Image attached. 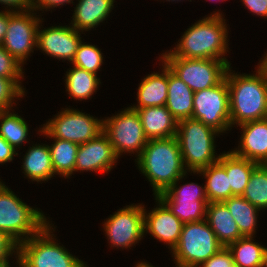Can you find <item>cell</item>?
Wrapping results in <instances>:
<instances>
[{
  "label": "cell",
  "instance_id": "cell-1",
  "mask_svg": "<svg viewBox=\"0 0 267 267\" xmlns=\"http://www.w3.org/2000/svg\"><path fill=\"white\" fill-rule=\"evenodd\" d=\"M136 162L151 183L155 196L187 173L176 136L148 140Z\"/></svg>",
  "mask_w": 267,
  "mask_h": 267
},
{
  "label": "cell",
  "instance_id": "cell-2",
  "mask_svg": "<svg viewBox=\"0 0 267 267\" xmlns=\"http://www.w3.org/2000/svg\"><path fill=\"white\" fill-rule=\"evenodd\" d=\"M222 16L217 11L194 23L181 36L176 48L170 52L176 57L187 59L228 61L223 57L228 51V30Z\"/></svg>",
  "mask_w": 267,
  "mask_h": 267
},
{
  "label": "cell",
  "instance_id": "cell-3",
  "mask_svg": "<svg viewBox=\"0 0 267 267\" xmlns=\"http://www.w3.org/2000/svg\"><path fill=\"white\" fill-rule=\"evenodd\" d=\"M226 71L229 89L231 127L245 122L267 118V83L262 75L237 74ZM230 71V72H229Z\"/></svg>",
  "mask_w": 267,
  "mask_h": 267
},
{
  "label": "cell",
  "instance_id": "cell-4",
  "mask_svg": "<svg viewBox=\"0 0 267 267\" xmlns=\"http://www.w3.org/2000/svg\"><path fill=\"white\" fill-rule=\"evenodd\" d=\"M218 134L221 133L200 120L188 118L178 121L176 138L188 172H198L219 160L220 154L215 157L214 149V138Z\"/></svg>",
  "mask_w": 267,
  "mask_h": 267
},
{
  "label": "cell",
  "instance_id": "cell-5",
  "mask_svg": "<svg viewBox=\"0 0 267 267\" xmlns=\"http://www.w3.org/2000/svg\"><path fill=\"white\" fill-rule=\"evenodd\" d=\"M42 211L33 209L0 181V230L18 245L37 234L49 221ZM25 236V237H23Z\"/></svg>",
  "mask_w": 267,
  "mask_h": 267
},
{
  "label": "cell",
  "instance_id": "cell-6",
  "mask_svg": "<svg viewBox=\"0 0 267 267\" xmlns=\"http://www.w3.org/2000/svg\"><path fill=\"white\" fill-rule=\"evenodd\" d=\"M49 223L18 245L19 267H81L82 260L55 242L51 234L54 229Z\"/></svg>",
  "mask_w": 267,
  "mask_h": 267
},
{
  "label": "cell",
  "instance_id": "cell-7",
  "mask_svg": "<svg viewBox=\"0 0 267 267\" xmlns=\"http://www.w3.org/2000/svg\"><path fill=\"white\" fill-rule=\"evenodd\" d=\"M222 248L216 234L203 220L184 223L179 241L171 252L177 267H199Z\"/></svg>",
  "mask_w": 267,
  "mask_h": 267
},
{
  "label": "cell",
  "instance_id": "cell-8",
  "mask_svg": "<svg viewBox=\"0 0 267 267\" xmlns=\"http://www.w3.org/2000/svg\"><path fill=\"white\" fill-rule=\"evenodd\" d=\"M170 70L193 92L219 84L226 75L229 61L217 59H187L174 56L170 51L161 56Z\"/></svg>",
  "mask_w": 267,
  "mask_h": 267
},
{
  "label": "cell",
  "instance_id": "cell-9",
  "mask_svg": "<svg viewBox=\"0 0 267 267\" xmlns=\"http://www.w3.org/2000/svg\"><path fill=\"white\" fill-rule=\"evenodd\" d=\"M40 132L48 138L68 140L78 145L93 140L103 132V120L76 109L65 108L43 124Z\"/></svg>",
  "mask_w": 267,
  "mask_h": 267
},
{
  "label": "cell",
  "instance_id": "cell-10",
  "mask_svg": "<svg viewBox=\"0 0 267 267\" xmlns=\"http://www.w3.org/2000/svg\"><path fill=\"white\" fill-rule=\"evenodd\" d=\"M103 133L110 140L118 157L125 152H136L138 157L148 141L137 111L130 107L103 119Z\"/></svg>",
  "mask_w": 267,
  "mask_h": 267
},
{
  "label": "cell",
  "instance_id": "cell-11",
  "mask_svg": "<svg viewBox=\"0 0 267 267\" xmlns=\"http://www.w3.org/2000/svg\"><path fill=\"white\" fill-rule=\"evenodd\" d=\"M192 118L219 133L231 128L229 89L226 77L216 86L194 92Z\"/></svg>",
  "mask_w": 267,
  "mask_h": 267
},
{
  "label": "cell",
  "instance_id": "cell-12",
  "mask_svg": "<svg viewBox=\"0 0 267 267\" xmlns=\"http://www.w3.org/2000/svg\"><path fill=\"white\" fill-rule=\"evenodd\" d=\"M33 12L34 10L13 12L9 16L7 31L2 42V47L21 65L33 52V48L37 47V30L42 19Z\"/></svg>",
  "mask_w": 267,
  "mask_h": 267
},
{
  "label": "cell",
  "instance_id": "cell-13",
  "mask_svg": "<svg viewBox=\"0 0 267 267\" xmlns=\"http://www.w3.org/2000/svg\"><path fill=\"white\" fill-rule=\"evenodd\" d=\"M104 231L111 247L130 248L144 235V205H127L104 223Z\"/></svg>",
  "mask_w": 267,
  "mask_h": 267
},
{
  "label": "cell",
  "instance_id": "cell-14",
  "mask_svg": "<svg viewBox=\"0 0 267 267\" xmlns=\"http://www.w3.org/2000/svg\"><path fill=\"white\" fill-rule=\"evenodd\" d=\"M37 30V48L57 59L72 62L81 43L80 32L72 26H51Z\"/></svg>",
  "mask_w": 267,
  "mask_h": 267
},
{
  "label": "cell",
  "instance_id": "cell-15",
  "mask_svg": "<svg viewBox=\"0 0 267 267\" xmlns=\"http://www.w3.org/2000/svg\"><path fill=\"white\" fill-rule=\"evenodd\" d=\"M118 156L108 137L102 132L99 136L79 145L75 171L109 172Z\"/></svg>",
  "mask_w": 267,
  "mask_h": 267
},
{
  "label": "cell",
  "instance_id": "cell-16",
  "mask_svg": "<svg viewBox=\"0 0 267 267\" xmlns=\"http://www.w3.org/2000/svg\"><path fill=\"white\" fill-rule=\"evenodd\" d=\"M158 204L150 213L144 209V232L155 239L167 243L173 250L179 241L183 223L171 212L168 206L157 196Z\"/></svg>",
  "mask_w": 267,
  "mask_h": 267
},
{
  "label": "cell",
  "instance_id": "cell-17",
  "mask_svg": "<svg viewBox=\"0 0 267 267\" xmlns=\"http://www.w3.org/2000/svg\"><path fill=\"white\" fill-rule=\"evenodd\" d=\"M242 129L240 145L232 152L242 158L267 164V118L245 122Z\"/></svg>",
  "mask_w": 267,
  "mask_h": 267
},
{
  "label": "cell",
  "instance_id": "cell-18",
  "mask_svg": "<svg viewBox=\"0 0 267 267\" xmlns=\"http://www.w3.org/2000/svg\"><path fill=\"white\" fill-rule=\"evenodd\" d=\"M137 111L143 131L148 140L176 136L178 121L166 106L132 108Z\"/></svg>",
  "mask_w": 267,
  "mask_h": 267
},
{
  "label": "cell",
  "instance_id": "cell-19",
  "mask_svg": "<svg viewBox=\"0 0 267 267\" xmlns=\"http://www.w3.org/2000/svg\"><path fill=\"white\" fill-rule=\"evenodd\" d=\"M205 220L223 247L243 237L224 202L208 203Z\"/></svg>",
  "mask_w": 267,
  "mask_h": 267
},
{
  "label": "cell",
  "instance_id": "cell-20",
  "mask_svg": "<svg viewBox=\"0 0 267 267\" xmlns=\"http://www.w3.org/2000/svg\"><path fill=\"white\" fill-rule=\"evenodd\" d=\"M193 97V90L168 67V89L165 106L177 121L192 118Z\"/></svg>",
  "mask_w": 267,
  "mask_h": 267
},
{
  "label": "cell",
  "instance_id": "cell-21",
  "mask_svg": "<svg viewBox=\"0 0 267 267\" xmlns=\"http://www.w3.org/2000/svg\"><path fill=\"white\" fill-rule=\"evenodd\" d=\"M163 70L160 74L152 73L144 77L138 87L137 99L139 104L130 108H146L165 106L168 89V66L162 61Z\"/></svg>",
  "mask_w": 267,
  "mask_h": 267
},
{
  "label": "cell",
  "instance_id": "cell-22",
  "mask_svg": "<svg viewBox=\"0 0 267 267\" xmlns=\"http://www.w3.org/2000/svg\"><path fill=\"white\" fill-rule=\"evenodd\" d=\"M114 2V0H78L71 26L78 31H89L108 17L114 8Z\"/></svg>",
  "mask_w": 267,
  "mask_h": 267
},
{
  "label": "cell",
  "instance_id": "cell-23",
  "mask_svg": "<svg viewBox=\"0 0 267 267\" xmlns=\"http://www.w3.org/2000/svg\"><path fill=\"white\" fill-rule=\"evenodd\" d=\"M218 162L225 168L232 196H242L250 175L258 163L235 155L232 151L222 153Z\"/></svg>",
  "mask_w": 267,
  "mask_h": 267
},
{
  "label": "cell",
  "instance_id": "cell-24",
  "mask_svg": "<svg viewBox=\"0 0 267 267\" xmlns=\"http://www.w3.org/2000/svg\"><path fill=\"white\" fill-rule=\"evenodd\" d=\"M22 168L24 174L32 181H47L54 176L49 145H32L24 156Z\"/></svg>",
  "mask_w": 267,
  "mask_h": 267
},
{
  "label": "cell",
  "instance_id": "cell-25",
  "mask_svg": "<svg viewBox=\"0 0 267 267\" xmlns=\"http://www.w3.org/2000/svg\"><path fill=\"white\" fill-rule=\"evenodd\" d=\"M194 174H201L206 177L204 185L208 202H224L231 197L228 176L225 168L217 161Z\"/></svg>",
  "mask_w": 267,
  "mask_h": 267
},
{
  "label": "cell",
  "instance_id": "cell-26",
  "mask_svg": "<svg viewBox=\"0 0 267 267\" xmlns=\"http://www.w3.org/2000/svg\"><path fill=\"white\" fill-rule=\"evenodd\" d=\"M224 203L237 223L241 235L243 237H253L256 232L255 228H257V213L260 209L250 204L242 196H232Z\"/></svg>",
  "mask_w": 267,
  "mask_h": 267
},
{
  "label": "cell",
  "instance_id": "cell-27",
  "mask_svg": "<svg viewBox=\"0 0 267 267\" xmlns=\"http://www.w3.org/2000/svg\"><path fill=\"white\" fill-rule=\"evenodd\" d=\"M65 75L66 91L75 100L89 99L101 83L96 74L76 66L70 68Z\"/></svg>",
  "mask_w": 267,
  "mask_h": 267
},
{
  "label": "cell",
  "instance_id": "cell-28",
  "mask_svg": "<svg viewBox=\"0 0 267 267\" xmlns=\"http://www.w3.org/2000/svg\"><path fill=\"white\" fill-rule=\"evenodd\" d=\"M53 140L54 144L49 146L53 169L55 174L68 178L75 172L79 145L63 139L53 138Z\"/></svg>",
  "mask_w": 267,
  "mask_h": 267
},
{
  "label": "cell",
  "instance_id": "cell-29",
  "mask_svg": "<svg viewBox=\"0 0 267 267\" xmlns=\"http://www.w3.org/2000/svg\"><path fill=\"white\" fill-rule=\"evenodd\" d=\"M253 238L241 237L227 246L237 267H261L264 246L253 242Z\"/></svg>",
  "mask_w": 267,
  "mask_h": 267
},
{
  "label": "cell",
  "instance_id": "cell-30",
  "mask_svg": "<svg viewBox=\"0 0 267 267\" xmlns=\"http://www.w3.org/2000/svg\"><path fill=\"white\" fill-rule=\"evenodd\" d=\"M0 136L17 150L27 141L28 125L26 121L10 110L0 111Z\"/></svg>",
  "mask_w": 267,
  "mask_h": 267
},
{
  "label": "cell",
  "instance_id": "cell-31",
  "mask_svg": "<svg viewBox=\"0 0 267 267\" xmlns=\"http://www.w3.org/2000/svg\"><path fill=\"white\" fill-rule=\"evenodd\" d=\"M242 197L262 210L267 208V164H258L252 171Z\"/></svg>",
  "mask_w": 267,
  "mask_h": 267
},
{
  "label": "cell",
  "instance_id": "cell-32",
  "mask_svg": "<svg viewBox=\"0 0 267 267\" xmlns=\"http://www.w3.org/2000/svg\"><path fill=\"white\" fill-rule=\"evenodd\" d=\"M184 224L200 222L206 218L208 200H162ZM204 217V218H203Z\"/></svg>",
  "mask_w": 267,
  "mask_h": 267
},
{
  "label": "cell",
  "instance_id": "cell-33",
  "mask_svg": "<svg viewBox=\"0 0 267 267\" xmlns=\"http://www.w3.org/2000/svg\"><path fill=\"white\" fill-rule=\"evenodd\" d=\"M71 63L76 67L97 75L98 70L103 64V55L95 45L85 44V42L81 41Z\"/></svg>",
  "mask_w": 267,
  "mask_h": 267
},
{
  "label": "cell",
  "instance_id": "cell-34",
  "mask_svg": "<svg viewBox=\"0 0 267 267\" xmlns=\"http://www.w3.org/2000/svg\"><path fill=\"white\" fill-rule=\"evenodd\" d=\"M185 175L157 197L161 200H208L205 187L199 186L197 183H185L178 188V181L183 179Z\"/></svg>",
  "mask_w": 267,
  "mask_h": 267
},
{
  "label": "cell",
  "instance_id": "cell-35",
  "mask_svg": "<svg viewBox=\"0 0 267 267\" xmlns=\"http://www.w3.org/2000/svg\"><path fill=\"white\" fill-rule=\"evenodd\" d=\"M20 81V78L0 77V111H12L14 98L24 97L25 91Z\"/></svg>",
  "mask_w": 267,
  "mask_h": 267
},
{
  "label": "cell",
  "instance_id": "cell-36",
  "mask_svg": "<svg viewBox=\"0 0 267 267\" xmlns=\"http://www.w3.org/2000/svg\"><path fill=\"white\" fill-rule=\"evenodd\" d=\"M22 65L0 45V77L22 78Z\"/></svg>",
  "mask_w": 267,
  "mask_h": 267
},
{
  "label": "cell",
  "instance_id": "cell-37",
  "mask_svg": "<svg viewBox=\"0 0 267 267\" xmlns=\"http://www.w3.org/2000/svg\"><path fill=\"white\" fill-rule=\"evenodd\" d=\"M13 253H16L15 258L18 259V244L0 230V267H11L8 259Z\"/></svg>",
  "mask_w": 267,
  "mask_h": 267
},
{
  "label": "cell",
  "instance_id": "cell-38",
  "mask_svg": "<svg viewBox=\"0 0 267 267\" xmlns=\"http://www.w3.org/2000/svg\"><path fill=\"white\" fill-rule=\"evenodd\" d=\"M234 264L232 254L227 247H223L219 252L203 262L201 267H230ZM199 266V267H200Z\"/></svg>",
  "mask_w": 267,
  "mask_h": 267
},
{
  "label": "cell",
  "instance_id": "cell-39",
  "mask_svg": "<svg viewBox=\"0 0 267 267\" xmlns=\"http://www.w3.org/2000/svg\"><path fill=\"white\" fill-rule=\"evenodd\" d=\"M253 14L267 18V0H241Z\"/></svg>",
  "mask_w": 267,
  "mask_h": 267
},
{
  "label": "cell",
  "instance_id": "cell-40",
  "mask_svg": "<svg viewBox=\"0 0 267 267\" xmlns=\"http://www.w3.org/2000/svg\"><path fill=\"white\" fill-rule=\"evenodd\" d=\"M16 149L13 148L2 136H0V164L11 162L17 155Z\"/></svg>",
  "mask_w": 267,
  "mask_h": 267
},
{
  "label": "cell",
  "instance_id": "cell-41",
  "mask_svg": "<svg viewBox=\"0 0 267 267\" xmlns=\"http://www.w3.org/2000/svg\"><path fill=\"white\" fill-rule=\"evenodd\" d=\"M0 3L7 5L6 7H9V11L12 10V12H16V10L17 12L32 10V0H0Z\"/></svg>",
  "mask_w": 267,
  "mask_h": 267
},
{
  "label": "cell",
  "instance_id": "cell-42",
  "mask_svg": "<svg viewBox=\"0 0 267 267\" xmlns=\"http://www.w3.org/2000/svg\"><path fill=\"white\" fill-rule=\"evenodd\" d=\"M71 2L73 3V0H32V10L52 9Z\"/></svg>",
  "mask_w": 267,
  "mask_h": 267
},
{
  "label": "cell",
  "instance_id": "cell-43",
  "mask_svg": "<svg viewBox=\"0 0 267 267\" xmlns=\"http://www.w3.org/2000/svg\"><path fill=\"white\" fill-rule=\"evenodd\" d=\"M12 13L13 12L8 9L5 12L0 11V45H2L8 27L9 16Z\"/></svg>",
  "mask_w": 267,
  "mask_h": 267
},
{
  "label": "cell",
  "instance_id": "cell-44",
  "mask_svg": "<svg viewBox=\"0 0 267 267\" xmlns=\"http://www.w3.org/2000/svg\"><path fill=\"white\" fill-rule=\"evenodd\" d=\"M257 71L262 75L263 79L267 83V53L266 56L260 61Z\"/></svg>",
  "mask_w": 267,
  "mask_h": 267
},
{
  "label": "cell",
  "instance_id": "cell-45",
  "mask_svg": "<svg viewBox=\"0 0 267 267\" xmlns=\"http://www.w3.org/2000/svg\"><path fill=\"white\" fill-rule=\"evenodd\" d=\"M261 267H267V248L264 247Z\"/></svg>",
  "mask_w": 267,
  "mask_h": 267
},
{
  "label": "cell",
  "instance_id": "cell-46",
  "mask_svg": "<svg viewBox=\"0 0 267 267\" xmlns=\"http://www.w3.org/2000/svg\"><path fill=\"white\" fill-rule=\"evenodd\" d=\"M136 267H153L152 265H149L146 262H138V264H136Z\"/></svg>",
  "mask_w": 267,
  "mask_h": 267
}]
</instances>
